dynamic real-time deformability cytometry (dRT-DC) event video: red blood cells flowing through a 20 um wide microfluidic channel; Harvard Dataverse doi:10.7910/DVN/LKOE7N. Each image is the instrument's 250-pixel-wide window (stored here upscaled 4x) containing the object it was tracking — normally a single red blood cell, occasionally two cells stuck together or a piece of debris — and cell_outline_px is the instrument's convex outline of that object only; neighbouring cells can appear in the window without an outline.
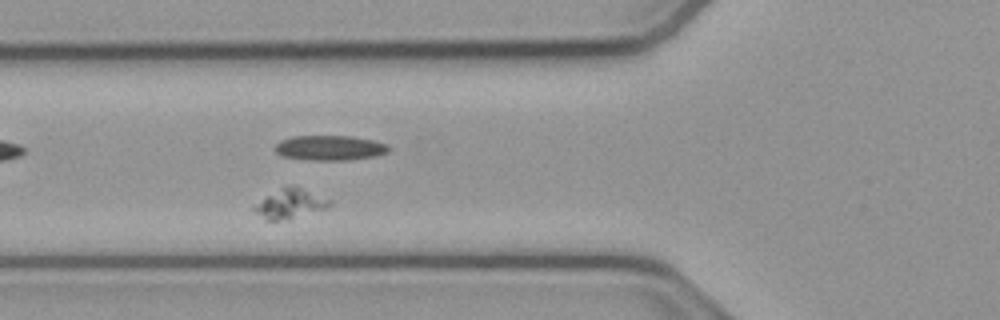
{"species": "common noctule bat (a hibernating species)", "species_latin": "Nyctalus noctula", "temperature_condition": "cold", "stored_images_in_passage": 36, "camera_frame_rate_fps": 3000, "um_per_image_px": 0.085, "animal": {"sex": "male", "body_mass_g": 23.1, "forearm_length_mm": 52.7}, "frame": {"image": 1, "passage_image": 6, "time_ms": 1.667, "image_size_px": [1000, 320], "cell_outline_px": [[332, 204], [328, 208], [280, 220], [264, 220], [252, 208], [268, 196], [284, 188], [300, 188], [332, 200]], "centroid_in_image_um": [24.7, 17.35], "position_along_channel_um": 101.1, "area_um2": 12.02}}